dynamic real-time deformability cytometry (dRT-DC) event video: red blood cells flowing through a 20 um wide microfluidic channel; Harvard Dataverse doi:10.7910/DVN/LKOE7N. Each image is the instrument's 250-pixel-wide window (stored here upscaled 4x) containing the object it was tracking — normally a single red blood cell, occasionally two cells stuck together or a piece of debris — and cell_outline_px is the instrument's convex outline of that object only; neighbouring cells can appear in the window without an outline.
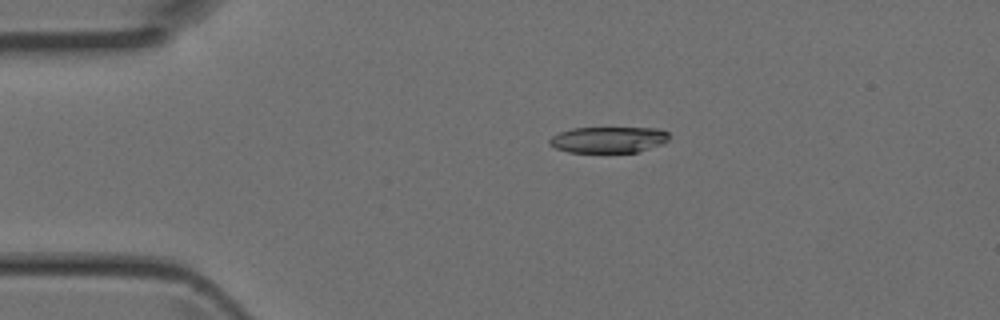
{"species": "Egyptian fruit bat (a non-hibernating species)", "species_latin": "Rousettus aegyptiacus", "temperature_condition": "room temperature", "stored_images_in_passage": 2, "camera_frame_rate_fps": 3000, "um_per_image_px": 0.085, "animal": {"sex": "female"}, "frame": {"image": 1, "passage_image": 1, "time_ms": 0.0, "image_size_px": [1000, 320], "cell_outline_px": [[668, 140], [664, 144], [636, 152], [568, 152], [556, 148], [548, 144], [548, 140], [552, 136], [560, 132], [572, 128], [660, 128], [668, 132]], "centroid_in_image_um": [51.72, 11.87], "position_along_channel_um": 33.3, "area_um2": 18.26}}